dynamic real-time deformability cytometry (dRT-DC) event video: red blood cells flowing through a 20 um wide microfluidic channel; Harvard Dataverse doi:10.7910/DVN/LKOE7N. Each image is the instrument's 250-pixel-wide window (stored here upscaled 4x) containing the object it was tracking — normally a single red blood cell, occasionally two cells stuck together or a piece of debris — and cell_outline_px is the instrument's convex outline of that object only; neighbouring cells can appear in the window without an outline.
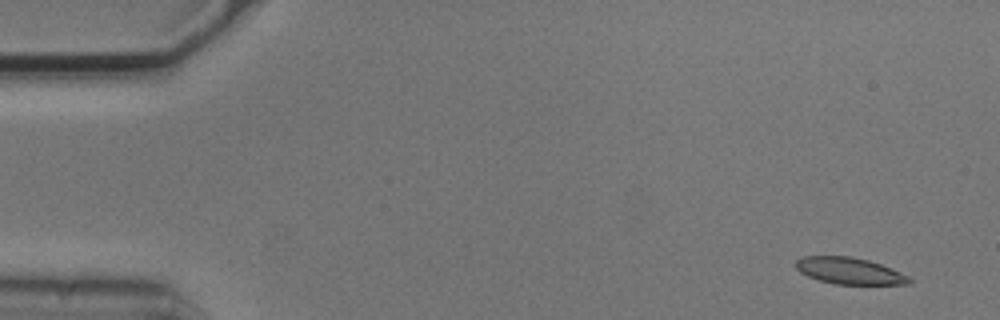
{"species": "common noctule bat (a hibernating species)", "species_latin": "Nyctalus noctula", "temperature_condition": "cold", "stored_images_in_passage": 4, "camera_frame_rate_fps": 3000, "um_per_image_px": 0.085, "animal": {"sex": "male", "body_mass_g": 20.5, "forearm_length_mm": 52.5}, "frame": {"image": 1, "passage_image": 1, "time_ms": 0.0, "image_size_px": [1000, 320], "cell_outline_px": [[912, 284], [836, 284], [820, 280], [808, 276], [800, 272], [796, 268], [796, 260], [804, 256], [852, 256], [868, 260], [880, 264], [900, 272], [908, 276], [912, 280]], "centroid_in_image_um": [72.21, 23.02], "position_along_channel_um": 12.8, "area_um2": 17.46}}